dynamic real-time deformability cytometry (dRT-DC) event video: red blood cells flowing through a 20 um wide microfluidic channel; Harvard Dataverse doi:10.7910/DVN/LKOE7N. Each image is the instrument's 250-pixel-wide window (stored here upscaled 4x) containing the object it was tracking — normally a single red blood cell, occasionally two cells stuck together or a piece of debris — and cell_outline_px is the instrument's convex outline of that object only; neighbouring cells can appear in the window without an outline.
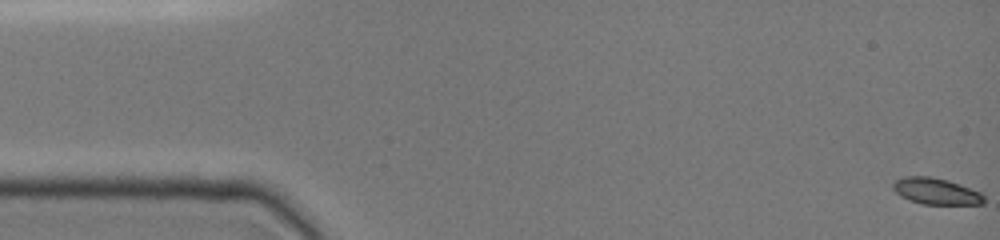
{"species": "common noctule bat (a hibernating species)", "species_latin": "Nyctalus noctula", "temperature_condition": "cold", "stored_images_in_passage": 14, "camera_frame_rate_fps": 3000, "um_per_image_px": 0.085, "animal": {"sex": "female", "body_mass_g": 19.0, "forearm_length_mm": 51.5}, "frame": {"image": 1, "passage_image": 1, "time_ms": 0.0, "image_size_px": [1000, 240], "cell_outline_px": [[984, 204], [920, 204], [908, 200], [900, 196], [896, 192], [892, 184], [896, 180], [908, 176], [928, 176], [948, 180], [980, 192], [984, 196]], "centroid_in_image_um": [79.55, 16.26], "position_along_channel_um": 5.4, "area_um2": 13.87}}
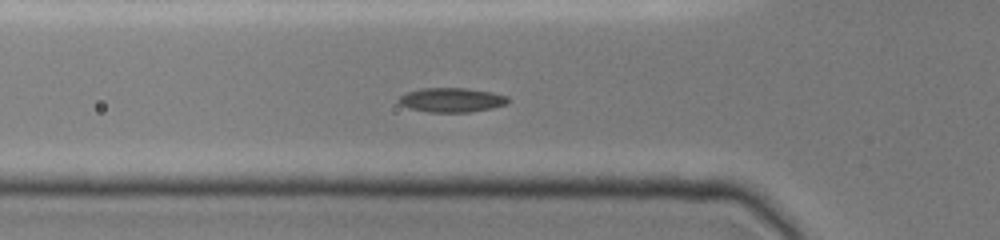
{"frame": {"image": 2, "passage_image": 10, "time_ms": 5.333, "image_size_px": [1000, 240], "cell_outline_px": [[508, 104], [492, 108], [468, 112], [428, 112], [412, 108], [400, 104], [396, 100], [400, 96], [408, 92], [420, 88], [468, 88], [492, 92], [508, 96]], "centroid_in_image_um": [38.41, 8.49], "position_along_channel_um": 87.4, "area_um2": 15.49}}
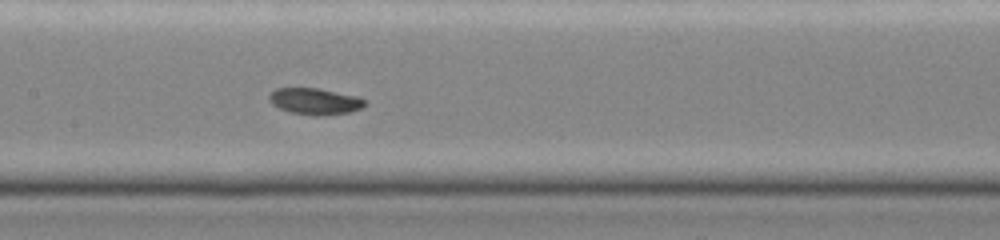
{"frame": {"image": 3, "passage_image": 14, "time_ms": 7.667, "image_size_px": [1000, 240], "cell_outline_px": [[368, 100], [360, 108], [348, 112], [320, 116], [316, 116], [292, 112], [280, 108], [272, 104], [268, 100], [268, 96], [276, 88], [316, 88], [356, 96]], "centroid_in_image_um": [26.75, 8.61], "position_along_channel_um": 180.7, "area_um2": 14.51}}